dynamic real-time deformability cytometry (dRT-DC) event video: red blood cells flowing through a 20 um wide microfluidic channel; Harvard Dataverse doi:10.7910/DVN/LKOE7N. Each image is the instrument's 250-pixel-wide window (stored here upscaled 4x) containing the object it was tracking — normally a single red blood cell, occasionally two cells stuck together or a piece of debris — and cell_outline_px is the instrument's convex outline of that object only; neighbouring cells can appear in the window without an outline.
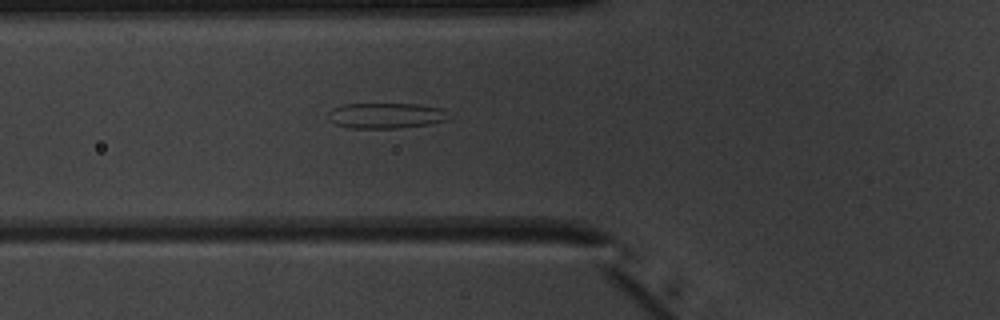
{"species": "common noctule bat (a hibernating species)", "species_latin": "Nyctalus noctula", "temperature_condition": "warm", "stored_images_in_passage": 3, "camera_frame_rate_fps": 3000, "um_per_image_px": 0.085, "animal": {"sex": "male", "body_mass_g": 20.1, "forearm_length_mm": 53.5}, "frame": {"image": 1, "passage_image": 2, "time_ms": 0.333, "image_size_px": [1000, 320], "cell_outline_px": [[444, 120], [428, 124], [400, 128], [352, 128], [336, 124], [328, 120], [328, 112], [332, 108], [344, 104], [416, 104], [440, 108], [444, 112]], "centroid_in_image_um": [32.68, 9.82], "position_along_channel_um": 93.1, "area_um2": 17.57}}